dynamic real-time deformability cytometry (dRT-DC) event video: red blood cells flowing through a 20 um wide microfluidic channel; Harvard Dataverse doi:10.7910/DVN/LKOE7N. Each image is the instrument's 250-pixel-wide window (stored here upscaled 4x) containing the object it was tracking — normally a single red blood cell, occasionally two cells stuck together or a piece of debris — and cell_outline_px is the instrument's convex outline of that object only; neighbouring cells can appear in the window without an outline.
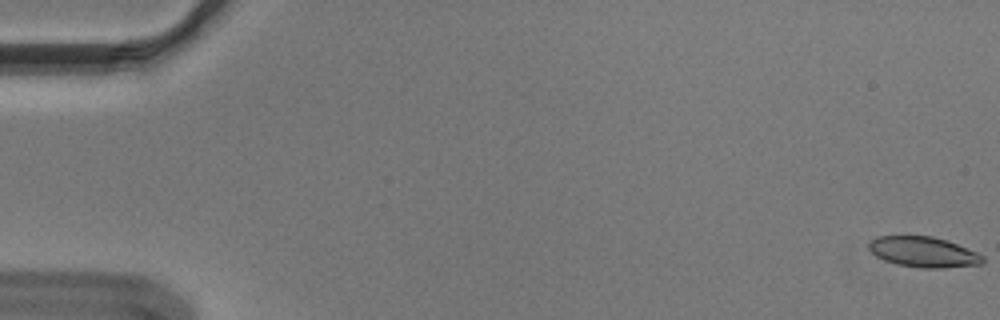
{"species": "Egyptian fruit bat (a non-hibernating species)", "species_latin": "Rousettus aegyptiacus", "temperature_condition": "cold", "stored_images_in_passage": 56, "camera_frame_rate_fps": 3000, "um_per_image_px": 0.085, "animal": {"sex": "male"}, "frame": {"image": 1, "passage_image": 1, "time_ms": 0.0, "image_size_px": [1000, 320], "cell_outline_px": [[984, 264], [944, 268], [924, 268], [896, 264], [884, 260], [876, 256], [868, 248], [868, 244], [876, 236], [932, 236], [956, 244], [976, 252], [984, 256]], "centroid_in_image_um": [78.49, 21.43], "position_along_channel_um": 6.5, "area_um2": 20.11}}
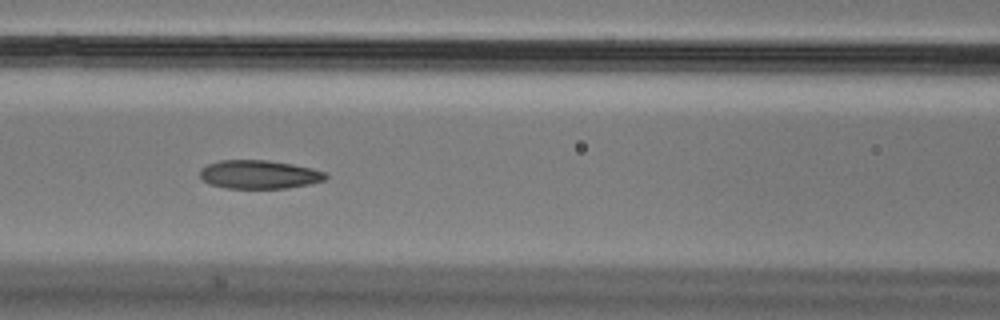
{"frame": {"image": 2, "passage_image": 25, "time_ms": 8.0, "image_size_px": [1000, 320], "cell_outline_px": [[328, 176], [324, 180], [308, 184], [288, 188], [224, 188], [208, 184], [200, 176], [200, 168], [208, 164], [220, 160], [268, 160], [292, 164], [312, 168], [324, 172]], "centroid_in_image_um": [22.0, 14.83], "position_along_channel_um": 144.6, "area_um2": 20.92}}
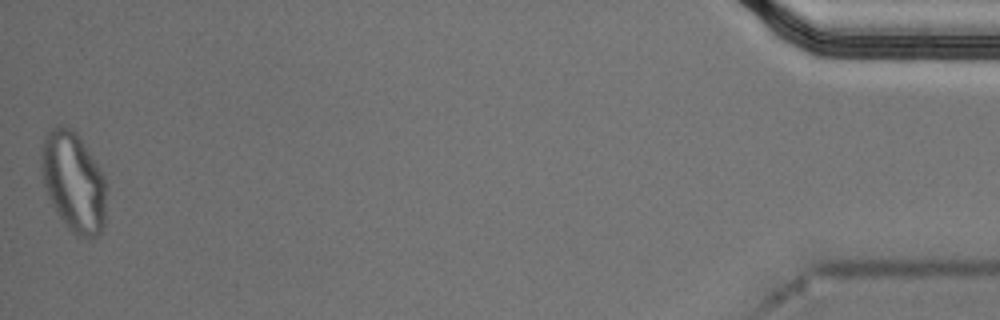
{"frame": {"image": 3, "passage_image": 56, "time_ms": 18.333, "image_size_px": [1000, 320], "cell_outline_px": [[104, 224], [100, 232], [96, 236], [80, 236], [72, 232], [68, 228], [52, 204], [48, 196], [44, 184], [40, 168], [40, 156], [44, 140], [48, 132], [52, 128], [72, 128], [76, 132], [104, 176]], "centroid_in_image_um": [6.22, 15.46], "position_along_channel_um": 429.0, "area_um2": 36.76}, "authors_computed_cell_mechanics": {"area_um2": 21.386, "velocity_mm_per_s": 3.6199, "shape_relaxation_time_tau1_ms": null, "shape_relaxation_time_tau2_ms": 3.2426, "deformation_change_tau1": null, "deformation_change_tau2": 0.0983}}